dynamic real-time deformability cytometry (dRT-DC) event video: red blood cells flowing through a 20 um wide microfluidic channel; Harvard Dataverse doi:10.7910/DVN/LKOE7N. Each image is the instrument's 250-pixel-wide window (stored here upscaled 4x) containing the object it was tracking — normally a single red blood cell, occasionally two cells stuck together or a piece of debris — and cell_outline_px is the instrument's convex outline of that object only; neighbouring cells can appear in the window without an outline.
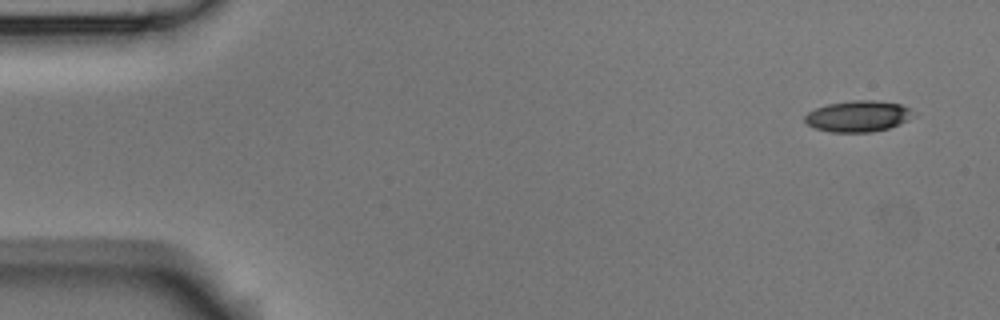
{"species": "Egyptian fruit bat (a non-hibernating species)", "species_latin": "Rousettus aegyptiacus", "temperature_condition": "room temperature", "stored_images_in_passage": 4, "camera_frame_rate_fps": 3000, "um_per_image_px": 0.085, "animal": {"sex": "male"}, "frame": {"image": 1, "passage_image": 1, "time_ms": 0.0, "image_size_px": [1000, 320], "cell_outline_px": [[916, 112], [908, 120], [900, 124], [888, 128], [872, 132], [832, 132], [816, 128], [808, 124], [804, 120], [804, 116], [808, 112], [816, 108], [828, 104], [852, 100], [872, 100], [900, 104], [912, 108]], "centroid_in_image_um": [72.97, 9.87], "position_along_channel_um": 12.0, "area_um2": 19.71}}
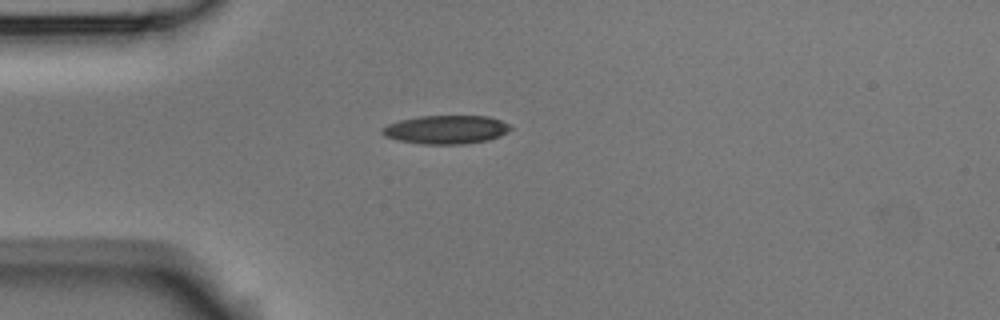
{"frame": {"image": 2, "passage_image": 4, "time_ms": 1.0, "image_size_px": [1000, 320], "cell_outline_px": [[512, 128], [508, 132], [500, 136], [488, 140], [464, 144], [424, 144], [400, 140], [384, 136], [380, 132], [380, 128], [388, 124], [400, 120], [420, 116], [488, 116], [500, 120], [508, 124]], "centroid_in_image_um": [37.91, 11.01], "position_along_channel_um": 47.1, "area_um2": 21.33}}